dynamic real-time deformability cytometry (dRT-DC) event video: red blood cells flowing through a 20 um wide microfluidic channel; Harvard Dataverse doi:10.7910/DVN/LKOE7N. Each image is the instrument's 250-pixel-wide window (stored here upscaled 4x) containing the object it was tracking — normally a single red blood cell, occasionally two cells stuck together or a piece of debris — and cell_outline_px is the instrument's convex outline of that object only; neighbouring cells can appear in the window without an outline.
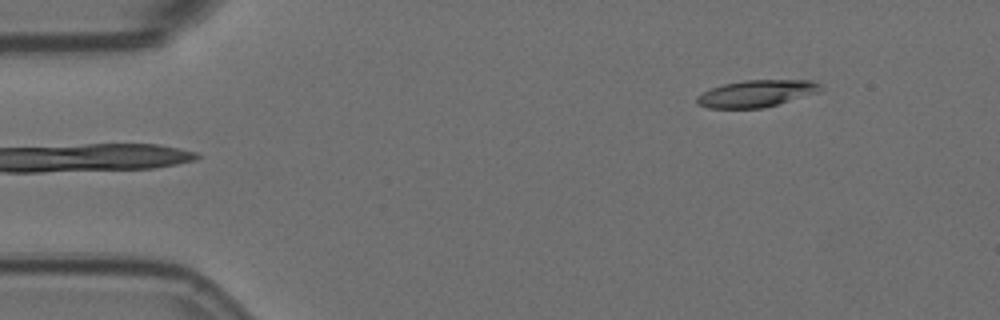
{"species": "Egyptian fruit bat (a non-hibernating species)", "species_latin": "Rousettus aegyptiacus", "temperature_condition": "room temperature", "stored_images_in_passage": 5, "camera_frame_rate_fps": 3000, "um_per_image_px": 0.085, "animal": {"sex": "female"}, "frame": {"image": 1, "passage_image": 5, "time_ms": 1.333, "image_size_px": [1000, 320], "cell_outline_px": [[824, 88], [820, 92], [764, 108], [708, 108], [696, 104], [696, 96], [712, 88], [724, 84], [744, 80], [812, 80], [820, 84]], "centroid_in_image_um": [64.32, 7.95], "position_along_channel_um": 20.7, "area_um2": 19.48}}